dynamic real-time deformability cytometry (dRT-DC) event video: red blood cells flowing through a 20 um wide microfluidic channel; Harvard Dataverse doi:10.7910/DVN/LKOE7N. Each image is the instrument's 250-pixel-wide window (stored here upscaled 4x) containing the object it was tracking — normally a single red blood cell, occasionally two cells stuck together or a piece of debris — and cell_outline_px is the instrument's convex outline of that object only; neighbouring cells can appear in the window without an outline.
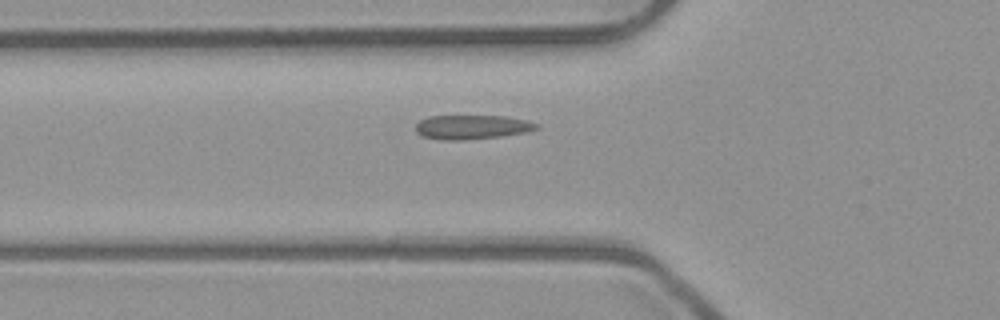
{"species": "common noctule bat (a hibernating species)", "species_latin": "Nyctalus noctula", "temperature_condition": "room temperature", "stored_images_in_passage": 6, "segment_of_instrument_passage": [2, 2], "camera_frame_rate_fps": 3000, "um_per_image_px": 0.085, "animal": {"sex": "male", "body_mass_g": 23.1, "forearm_length_mm": 52.7}, "frame": {"image": 1, "passage_image": 6, "time_ms": 1.667, "image_size_px": [1000, 320], "cell_outline_px": [[540, 128], [524, 132], [500, 136], [464, 140], [440, 140], [424, 136], [416, 132], [416, 124], [420, 120], [428, 116], [504, 116], [524, 120], [540, 124]], "centroid_in_image_um": [40.1, 10.8], "position_along_channel_um": 85.7, "area_um2": 16.94}}